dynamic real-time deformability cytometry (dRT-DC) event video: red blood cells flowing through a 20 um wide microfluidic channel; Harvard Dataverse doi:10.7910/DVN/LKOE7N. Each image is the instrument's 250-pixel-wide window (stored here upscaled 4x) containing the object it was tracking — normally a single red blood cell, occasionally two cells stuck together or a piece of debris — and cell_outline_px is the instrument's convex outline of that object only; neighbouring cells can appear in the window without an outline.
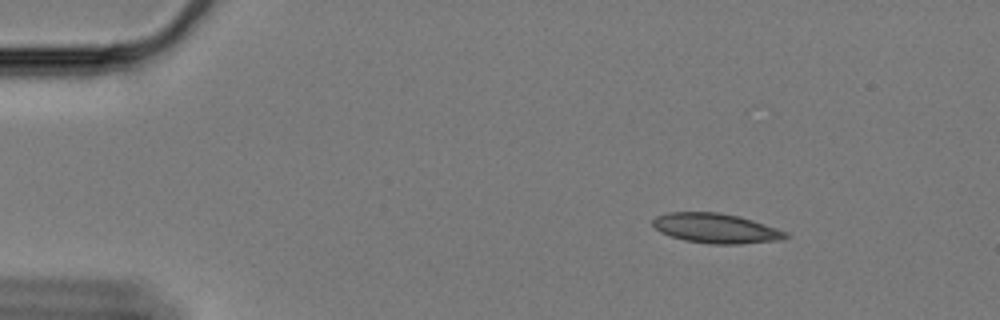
{"species": "Egyptian fruit bat (a non-hibernating species)", "species_latin": "Rousettus aegyptiacus", "temperature_condition": "cold", "stored_images_in_passage": 16, "camera_frame_rate_fps": 3000, "um_per_image_px": 0.085, "animal": {"sex": "female"}, "frame": {"image": 1, "passage_image": 7, "time_ms": 2.0, "image_size_px": [1000, 320], "cell_outline_px": [[792, 236], [776, 240], [740, 244], [712, 244], [684, 240], [660, 232], [652, 224], [652, 220], [656, 216], [668, 212], [720, 212], [740, 216], [788, 232]], "centroid_in_image_um": [60.85, 19.4], "position_along_channel_um": 24.2, "area_um2": 23.0}}